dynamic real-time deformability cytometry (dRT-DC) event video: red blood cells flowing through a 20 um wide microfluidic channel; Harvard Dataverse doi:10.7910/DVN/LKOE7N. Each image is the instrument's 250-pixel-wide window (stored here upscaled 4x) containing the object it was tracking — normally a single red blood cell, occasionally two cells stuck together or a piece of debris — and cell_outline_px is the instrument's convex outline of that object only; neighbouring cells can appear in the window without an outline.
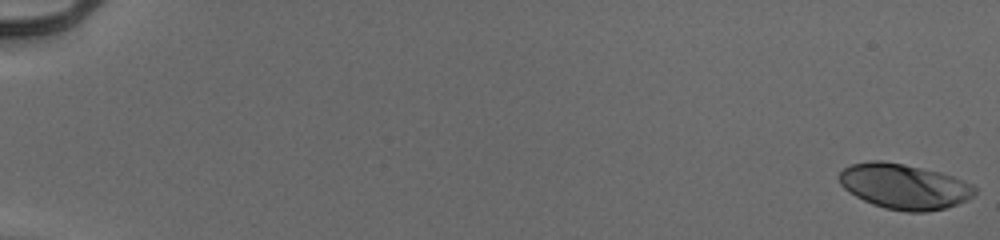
{"species": "human", "species_latin": "Homo sapiens", "temperature_condition": "cold", "stored_images_in_passage": 55, "camera_frame_rate_fps": 3000, "um_per_image_px": 0.085, "donor": {"sex": "male"}, "frame": {"image": 1, "passage_image": 1, "time_ms": 0.0, "image_size_px": [1000, 240], "cell_outline_px": [[976, 192], [972, 196], [956, 204], [944, 208], [924, 212], [908, 212], [884, 208], [872, 204], [856, 196], [844, 188], [840, 184], [836, 176], [844, 168], [852, 164], [872, 160], [884, 160], [904, 164], [940, 172], [952, 176], [972, 184], [976, 188]], "centroid_in_image_um": [76.81, 15.83], "position_along_channel_um": 8.2, "area_um2": 35.66}}
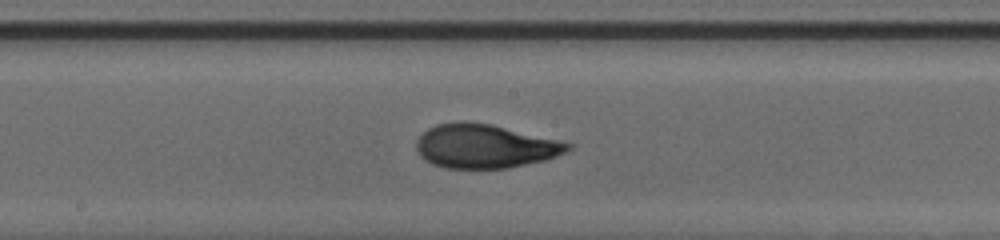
{"frame": {"image": 2, "passage_image": 32, "time_ms": 10.333, "image_size_px": [1000, 240], "cell_outline_px": [[572, 148], [568, 152], [544, 160], [508, 168], [444, 168], [432, 164], [424, 160], [416, 152], [416, 140], [428, 128], [436, 124], [456, 120], [464, 120], [492, 124], [572, 144]], "centroid_in_image_um": [41.16, 12.42], "position_along_channel_um": 207.0, "area_um2": 38.9}}
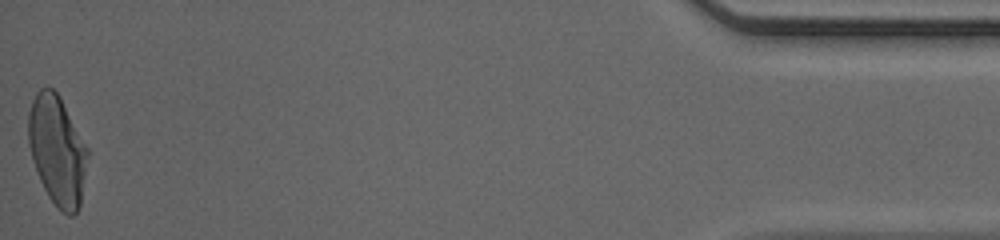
{"frame": {"image": 3, "passage_image": 55, "time_ms": 18.0, "image_size_px": [1000, 240], "cell_outline_px": [[88, 156], [80, 204], [76, 212], [72, 216], [68, 216], [60, 212], [56, 208], [48, 196], [40, 180], [32, 160], [28, 144], [28, 112], [32, 100], [36, 92], [40, 88], [52, 88], [60, 96], [88, 148]], "centroid_in_image_um": [4.85, 12.79], "position_along_channel_um": 430.3, "area_um2": 37.97}, "authors_computed_cell_mechanics": {"area_um2": 37.3388, "velocity_mm_per_s": 3.9736, "shape_relaxation_time_tau1_ms": 4.4246, "shape_relaxation_time_tau2_ms": 1.1115, "deformation_change_tau1": 0.193, "deformation_change_tau2": 0.0701}}